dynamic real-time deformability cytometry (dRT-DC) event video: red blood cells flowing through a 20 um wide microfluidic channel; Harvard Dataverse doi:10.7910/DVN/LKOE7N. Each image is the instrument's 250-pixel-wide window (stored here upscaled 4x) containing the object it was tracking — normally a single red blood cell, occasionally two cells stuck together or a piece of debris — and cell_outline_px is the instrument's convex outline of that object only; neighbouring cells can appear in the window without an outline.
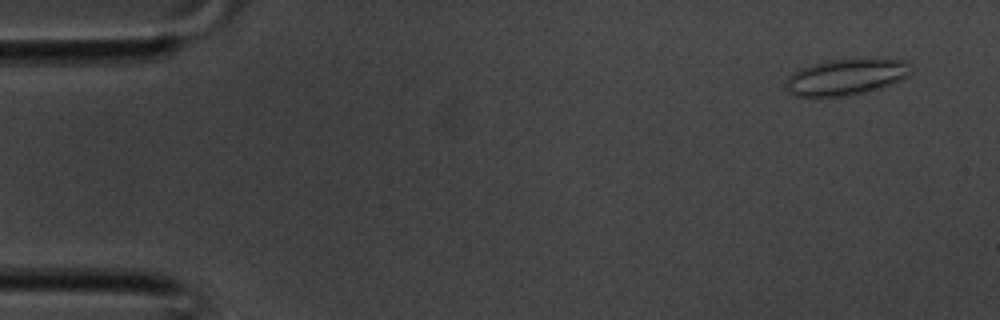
{"species": "common noctule bat (a hibernating species)", "species_latin": "Nyctalus noctula", "temperature_condition": "room temperature", "stored_images_in_passage": 9, "camera_frame_rate_fps": 3000, "um_per_image_px": 0.085, "animal": {"sex": "male", "body_mass_g": 20.1, "forearm_length_mm": 53.5}, "frame": {"image": 1, "passage_image": 3, "time_ms": 0.667, "image_size_px": [1000, 320], "cell_outline_px": [[908, 76], [900, 80], [880, 88], [868, 92], [848, 96], [820, 100], [796, 96], [788, 92], [784, 84], [788, 76], [792, 72], [800, 68], [832, 60], [908, 60]], "centroid_in_image_um": [71.79, 6.62], "position_along_channel_um": 13.2, "area_um2": 26.59}}